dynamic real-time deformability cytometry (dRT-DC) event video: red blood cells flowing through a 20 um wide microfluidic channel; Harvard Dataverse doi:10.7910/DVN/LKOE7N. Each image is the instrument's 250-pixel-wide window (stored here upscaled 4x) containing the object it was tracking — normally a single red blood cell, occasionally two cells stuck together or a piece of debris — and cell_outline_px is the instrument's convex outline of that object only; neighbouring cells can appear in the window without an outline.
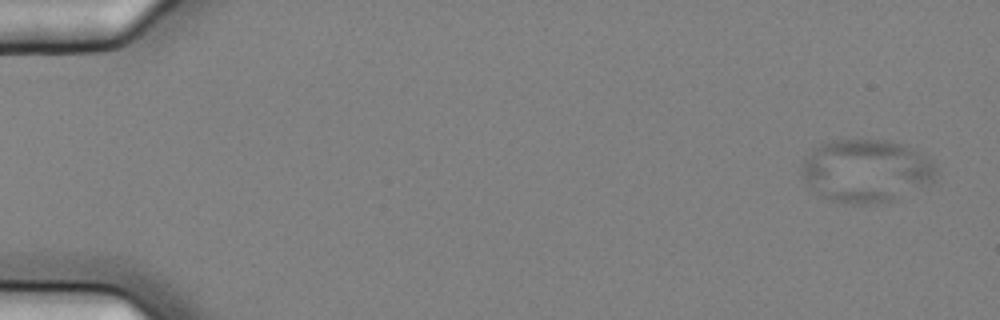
{"species": "common noctule bat (a hibernating species)", "species_latin": "Nyctalus noctula", "temperature_condition": "cold", "stored_images_in_passage": 5, "camera_frame_rate_fps": 3000, "um_per_image_px": 0.085, "animal": {"sex": "female", "body_mass_g": 25.1}, "frame": {"image": 1, "passage_image": 1, "time_ms": 0.0, "image_size_px": [1000, 320], "cell_outline_px": [[940, 172], [936, 180], [932, 184], [888, 200], [864, 204], [852, 204], [828, 200], [816, 196], [800, 172], [800, 168], [804, 156], [812, 148], [820, 144], [832, 140], [888, 140], [900, 144], [920, 152], [932, 160]], "centroid_in_image_um": [73.6, 14.51], "position_along_channel_um": 11.4, "area_um2": 49.88}}